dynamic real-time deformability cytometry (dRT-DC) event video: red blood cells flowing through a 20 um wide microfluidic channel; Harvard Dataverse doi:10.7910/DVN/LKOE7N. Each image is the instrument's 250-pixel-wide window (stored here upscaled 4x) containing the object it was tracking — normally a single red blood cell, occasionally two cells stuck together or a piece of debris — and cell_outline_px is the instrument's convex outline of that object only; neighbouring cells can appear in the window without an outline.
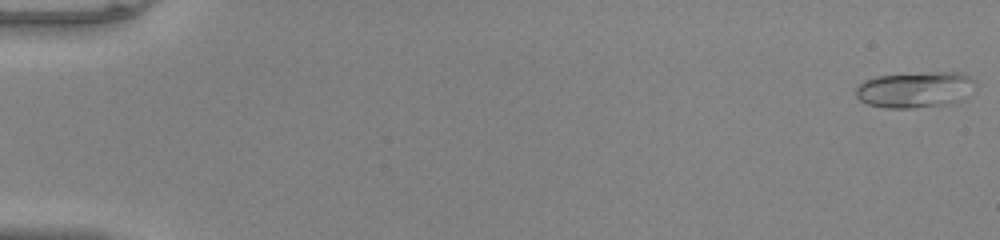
{"species": "common noctule bat (a hibernating species)", "species_latin": "Nyctalus noctula", "temperature_condition": "warm", "stored_images_in_passage": 51, "camera_frame_rate_fps": 3000, "um_per_image_px": 0.085, "animal": {"sex": "male", "body_mass_g": 20.0, "forearm_length_mm": 53.3}, "frame": {"image": 1, "passage_image": 1, "time_ms": 0.0, "image_size_px": [1000, 240], "cell_outline_px": [[976, 84], [964, 100], [952, 104], [912, 108], [884, 108], [868, 104], [860, 100], [856, 96], [856, 88], [864, 80], [876, 76], [928, 72], [960, 72], [976, 80]], "centroid_in_image_um": [77.82, 7.62], "position_along_channel_um": 7.2, "area_um2": 25.43}}
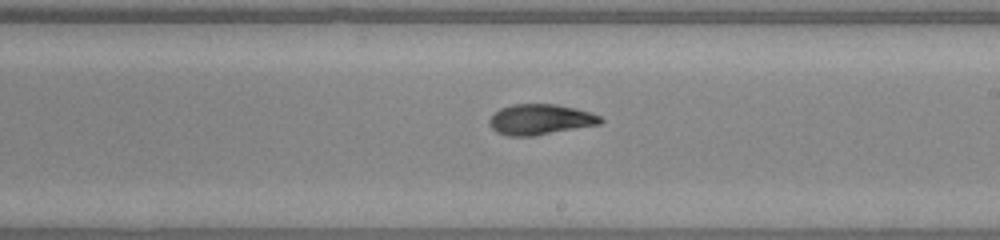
{"frame": {"image": 2, "passage_image": 31, "time_ms": 10.0, "image_size_px": [1000, 240], "cell_outline_px": [[604, 120], [600, 124], [532, 136], [508, 136], [496, 132], [488, 124], [488, 120], [500, 108], [512, 104], [556, 104], [576, 108], [600, 116]], "centroid_in_image_um": [45.9, 10.15], "position_along_channel_um": 243.1, "area_um2": 19.71}}
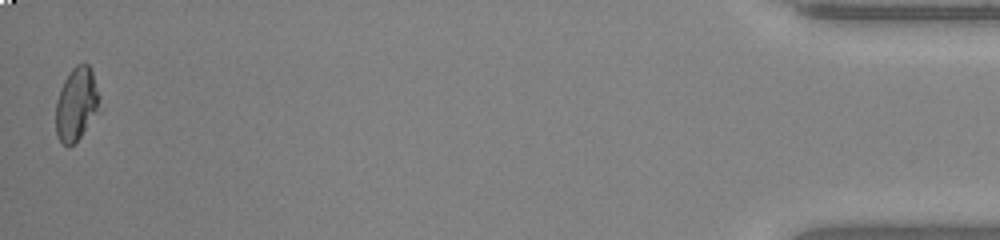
{"frame": {"image": 3, "passage_image": 51, "time_ms": 16.667, "image_size_px": [1000, 240], "cell_outline_px": [[104, 108], [80, 136], [68, 148], [56, 136], [56, 100], [60, 88], [64, 80], [72, 68], [76, 64], [88, 64], [92, 68]], "centroid_in_image_um": [6.56, 8.83], "position_along_channel_um": 428.6, "area_um2": 19.36}, "authors_computed_cell_mechanics": {"area_um2": 20.0566, "velocity_mm_per_s": 4.0902, "shape_relaxation_time_tau1_ms": 8.2934, "shape_relaxation_time_tau2_ms": 2.0582, "deformation_change_tau1": 0.2917, "deformation_change_tau2": 0.0825}}